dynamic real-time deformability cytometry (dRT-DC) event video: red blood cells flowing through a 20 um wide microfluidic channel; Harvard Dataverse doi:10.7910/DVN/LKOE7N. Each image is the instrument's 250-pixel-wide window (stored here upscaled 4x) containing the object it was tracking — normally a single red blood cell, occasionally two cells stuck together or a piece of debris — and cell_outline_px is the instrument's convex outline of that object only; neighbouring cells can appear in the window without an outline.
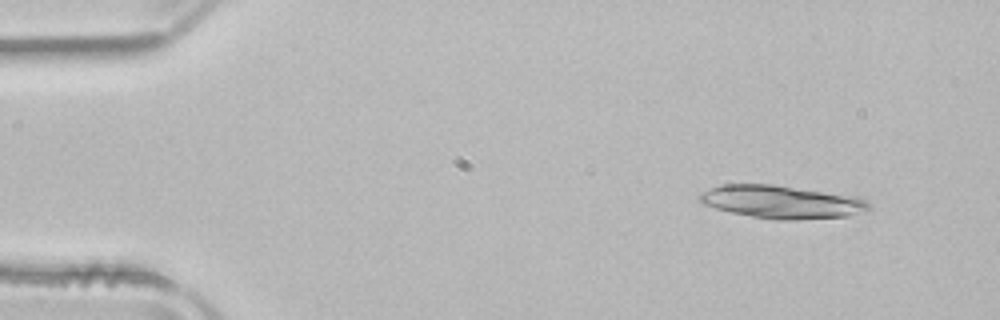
{"species": "common noctule bat (a hibernating species)", "species_latin": "Nyctalus noctula", "temperature_condition": "room temperature", "stored_images_in_passage": 18, "camera_frame_rate_fps": 3000, "um_per_image_px": 0.085, "animal": {"sex": "male", "body_mass_g": 21.5, "forearm_length_mm": 52.0}, "frame": {"image": 1, "passage_image": 1, "time_ms": 0.0, "image_size_px": [1000, 320], "cell_outline_px": [[872, 208], [868, 212], [848, 216], [796, 220], [776, 220], [752, 216], [732, 212], [716, 208], [704, 204], [696, 196], [700, 192], [720, 184], [772, 184], [856, 196], [868, 200]], "centroid_in_image_um": [66.49, 17.16], "position_along_channel_um": 18.5, "area_um2": 32.83}}